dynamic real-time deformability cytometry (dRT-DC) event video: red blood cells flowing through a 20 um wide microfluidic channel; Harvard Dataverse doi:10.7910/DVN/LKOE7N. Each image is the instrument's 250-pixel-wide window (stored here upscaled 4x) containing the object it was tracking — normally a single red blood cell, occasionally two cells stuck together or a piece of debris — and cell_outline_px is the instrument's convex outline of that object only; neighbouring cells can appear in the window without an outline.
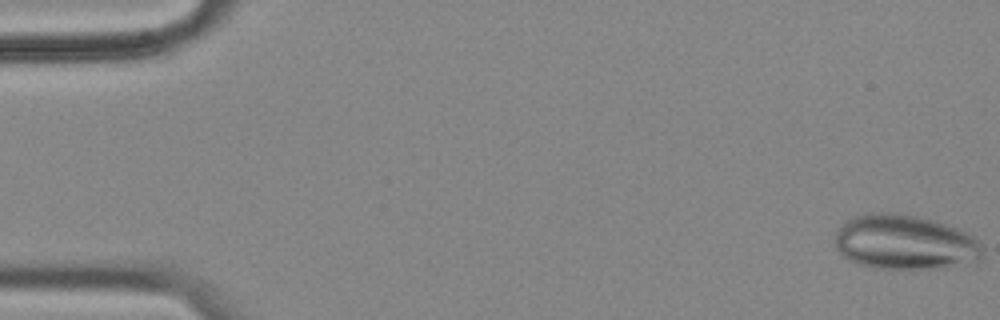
{"species": "common noctule bat (a hibernating species)", "species_latin": "Nyctalus noctula", "temperature_condition": "cold", "stored_images_in_passage": 14, "camera_frame_rate_fps": 3000, "um_per_image_px": 0.085, "animal": {"sex": "female", "body_mass_g": 18.4}, "frame": {"image": 1, "passage_image": 1, "time_ms": 0.0, "image_size_px": [1000, 320], "cell_outline_px": [[984, 260], [944, 268], [880, 268], [860, 264], [844, 256], [836, 248], [836, 232], [852, 216], [864, 212], [896, 212], [916, 216], [932, 220], [956, 228], [972, 236], [984, 244]], "centroid_in_image_um": [76.97, 20.58], "position_along_channel_um": 8.0, "area_um2": 47.22}}